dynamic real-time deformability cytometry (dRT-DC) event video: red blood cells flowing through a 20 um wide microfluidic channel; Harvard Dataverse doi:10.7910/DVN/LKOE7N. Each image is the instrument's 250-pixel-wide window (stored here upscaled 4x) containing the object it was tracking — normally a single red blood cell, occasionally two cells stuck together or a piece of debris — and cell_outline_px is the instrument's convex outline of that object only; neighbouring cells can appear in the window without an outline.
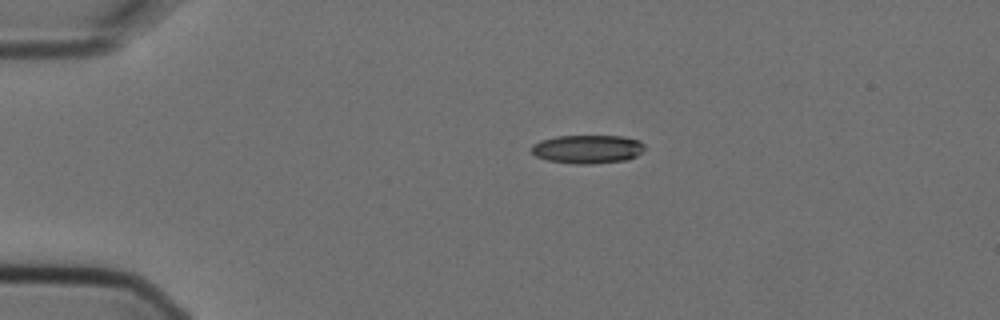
{"species": "Egyptian fruit bat (a non-hibernating species)", "species_latin": "Rousettus aegyptiacus", "temperature_condition": "cold", "stored_images_in_passage": 3, "camera_frame_rate_fps": 3000, "um_per_image_px": 0.085, "animal": {"sex": "female"}, "frame": {"image": 1, "passage_image": 3, "time_ms": 0.667, "image_size_px": [1000, 320], "cell_outline_px": [[644, 148], [636, 156], [628, 160], [592, 164], [576, 164], [548, 160], [536, 156], [532, 152], [532, 144], [540, 140], [556, 136], [624, 136], [640, 140], [644, 144]], "centroid_in_image_um": [49.95, 12.67], "position_along_channel_um": 35.0, "area_um2": 18.9}}